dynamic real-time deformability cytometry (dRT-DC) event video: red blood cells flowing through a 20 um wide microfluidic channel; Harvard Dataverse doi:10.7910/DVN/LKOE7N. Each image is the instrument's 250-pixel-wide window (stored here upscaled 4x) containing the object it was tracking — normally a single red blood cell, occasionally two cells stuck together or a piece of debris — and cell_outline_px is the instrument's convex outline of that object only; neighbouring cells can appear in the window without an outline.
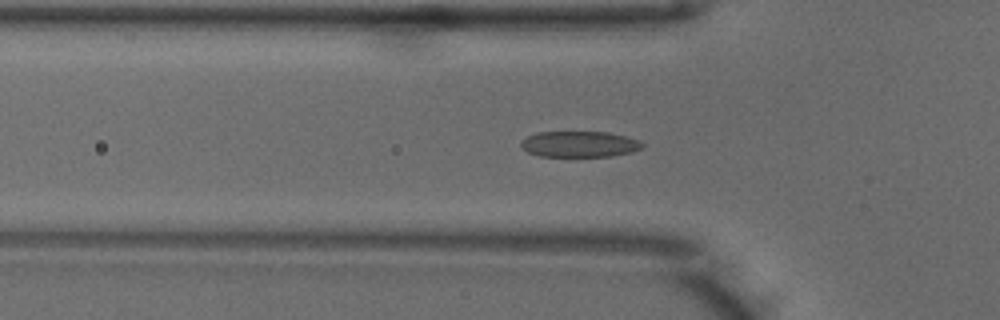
{"species": "common noctule bat (a hibernating species)", "species_latin": "Nyctalus noctula", "temperature_condition": "warm", "stored_images_in_passage": 51, "camera_frame_rate_fps": 3000, "um_per_image_px": 0.085, "animal": {"sex": "male", "body_mass_g": 18.8}, "frame": {"image": 1, "passage_image": 16, "time_ms": 5.0, "image_size_px": [1000, 320], "cell_outline_px": [[644, 144], [640, 148], [632, 152], [612, 156], [540, 156], [528, 152], [520, 148], [520, 140], [536, 132], [608, 132], [640, 140]], "centroid_in_image_um": [49.22, 12.25], "position_along_channel_um": 76.6, "area_um2": 18.38}}
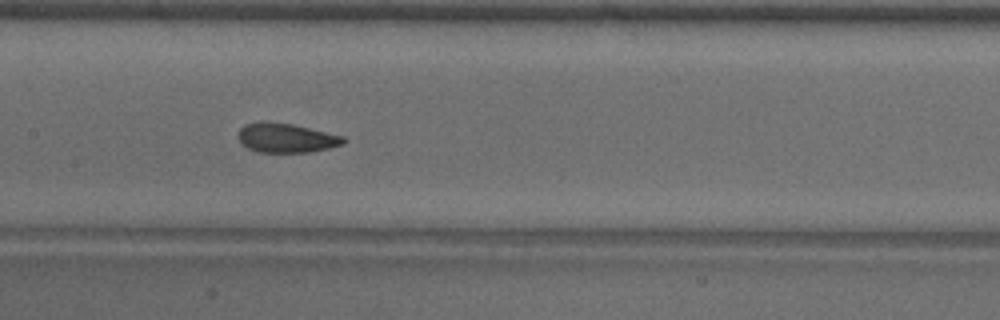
{"frame": {"image": 2, "passage_image": 24, "time_ms": 7.667, "image_size_px": [1000, 320], "cell_outline_px": [[348, 140], [344, 144], [312, 152], [260, 152], [248, 148], [240, 144], [236, 136], [240, 128], [244, 124], [260, 120], [292, 124], [344, 136]], "centroid_in_image_um": [24.29, 11.71], "position_along_channel_um": 183.1, "area_um2": 18.32}}
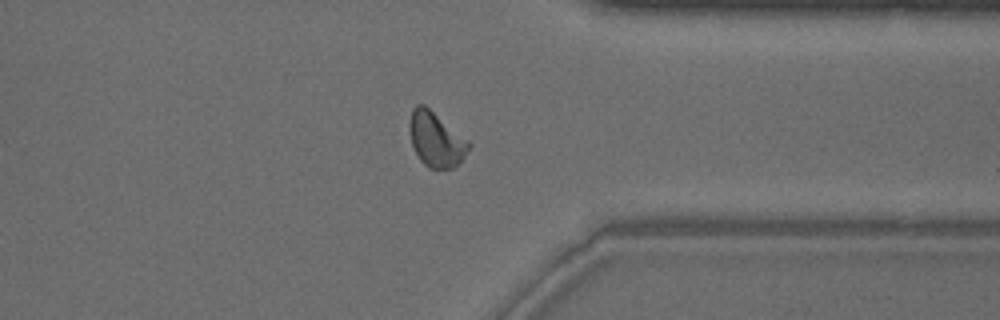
{"frame": {"image": 3, "passage_image": 39, "time_ms": 12.667, "image_size_px": [1000, 320], "cell_outline_px": [[472, 144], [464, 156], [452, 168], [428, 168], [420, 160], [412, 144], [408, 128], [408, 124], [412, 108], [416, 104], [424, 104], [468, 140]], "centroid_in_image_um": [37.03, 11.82], "position_along_channel_um": 374.4, "area_um2": 18.73}, "authors_computed_cell_mechanics": {"area_um2": 18.6116, "velocity_mm_per_s": 3.9446, "shape_relaxation_time_tau1_ms": 2.5951, "shape_relaxation_time_tau2_ms": 1.1442, "deformation_change_tau1": 0.1217, "deformation_change_tau2": 0.076}}